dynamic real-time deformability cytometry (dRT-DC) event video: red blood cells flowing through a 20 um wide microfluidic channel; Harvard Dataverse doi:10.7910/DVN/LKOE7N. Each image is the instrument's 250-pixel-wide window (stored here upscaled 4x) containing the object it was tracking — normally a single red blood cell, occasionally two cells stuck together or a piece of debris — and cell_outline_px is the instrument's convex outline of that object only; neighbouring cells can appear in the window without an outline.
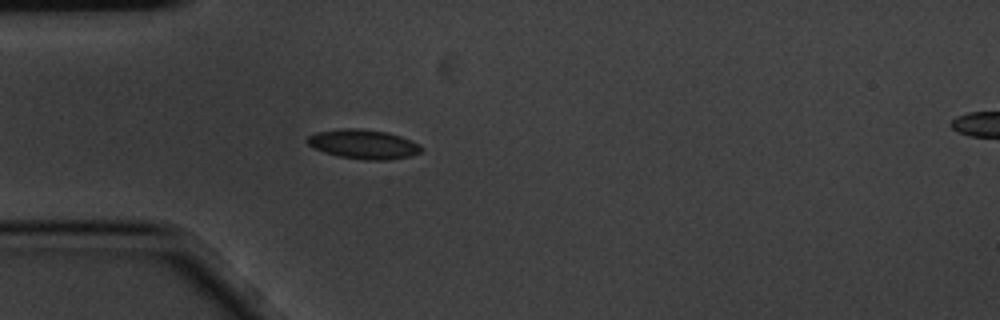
{"species": "common noctule bat (a hibernating species)", "species_latin": "Nyctalus noctula", "temperature_condition": "cold", "stored_images_in_passage": 5, "segment_of_instrument_passage": [1, 2], "camera_frame_rate_fps": 3000, "um_per_image_px": 0.085, "animal": {"sex": "male", "body_mass_g": 20.1, "forearm_length_mm": 53.5}, "frame": {"image": 1, "passage_image": 4, "time_ms": 1.0, "image_size_px": [1000, 320], "cell_outline_px": [[424, 148], [420, 152], [408, 156], [388, 160], [364, 160], [340, 156], [324, 152], [308, 144], [308, 136], [316, 132], [344, 128], [360, 128], [384, 132], [400, 136], [412, 140], [420, 144]], "centroid_in_image_um": [30.92, 12.25], "position_along_channel_um": 54.1, "area_um2": 19.31}}